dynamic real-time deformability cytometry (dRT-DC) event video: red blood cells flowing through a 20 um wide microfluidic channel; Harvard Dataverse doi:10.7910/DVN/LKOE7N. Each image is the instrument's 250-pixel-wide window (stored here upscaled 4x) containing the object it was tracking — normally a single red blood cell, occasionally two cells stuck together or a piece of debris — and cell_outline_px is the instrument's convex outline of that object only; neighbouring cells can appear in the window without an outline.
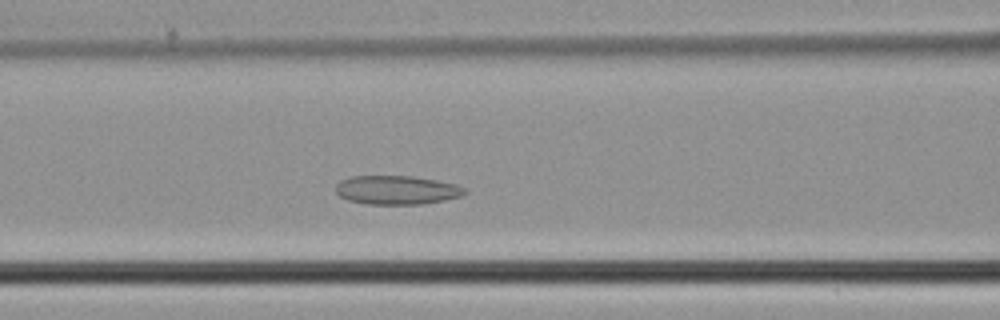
{"species": "common noctule bat (a hibernating species)", "species_latin": "Nyctalus noctula", "temperature_condition": "cold", "stored_images_in_passage": 42, "segment_of_instrument_passage": [1, 2], "camera_frame_rate_fps": 3000, "um_per_image_px": 0.085, "animal": {"sex": "male", "body_mass_g": 21.5, "forearm_length_mm": 52.0}, "frame": {"image": 1, "passage_image": 13, "time_ms": 4.0, "image_size_px": [1000, 320], "cell_outline_px": [[468, 192], [464, 196], [444, 200], [420, 204], [368, 204], [348, 200], [340, 196], [336, 192], [336, 184], [340, 180], [352, 176], [412, 176], [436, 180], [456, 184], [464, 188]], "centroid_in_image_um": [33.74, 16.15], "position_along_channel_um": 132.9, "area_um2": 21.73}}
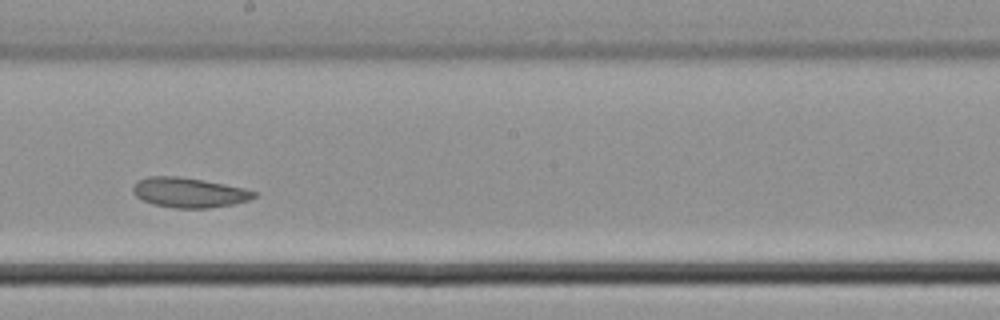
{"frame": {"image": 2, "passage_image": 20, "time_ms": 6.333, "image_size_px": [1000, 320], "cell_outline_px": [[256, 196], [248, 200], [232, 204], [208, 208], [176, 208], [156, 204], [144, 200], [136, 196], [132, 192], [132, 184], [136, 180], [148, 176], [180, 176], [204, 180], [244, 188], [256, 192]], "centroid_in_image_um": [16.03, 16.35], "position_along_channel_um": 232.2, "area_um2": 21.04}}
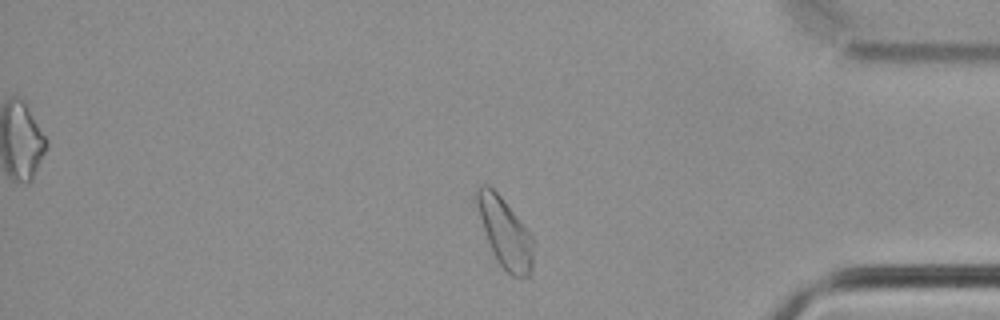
{"frame": {"image": 3, "passage_image": 33, "time_ms": 10.667, "image_size_px": [1000, 320], "cell_outline_px": [[532, 268], [528, 276], [512, 276], [496, 260], [492, 252], [476, 204], [476, 192], [480, 184], [488, 184], [504, 200], [532, 236]], "centroid_in_image_um": [42.91, 19.77], "position_along_channel_um": 392.3, "area_um2": 22.14}}